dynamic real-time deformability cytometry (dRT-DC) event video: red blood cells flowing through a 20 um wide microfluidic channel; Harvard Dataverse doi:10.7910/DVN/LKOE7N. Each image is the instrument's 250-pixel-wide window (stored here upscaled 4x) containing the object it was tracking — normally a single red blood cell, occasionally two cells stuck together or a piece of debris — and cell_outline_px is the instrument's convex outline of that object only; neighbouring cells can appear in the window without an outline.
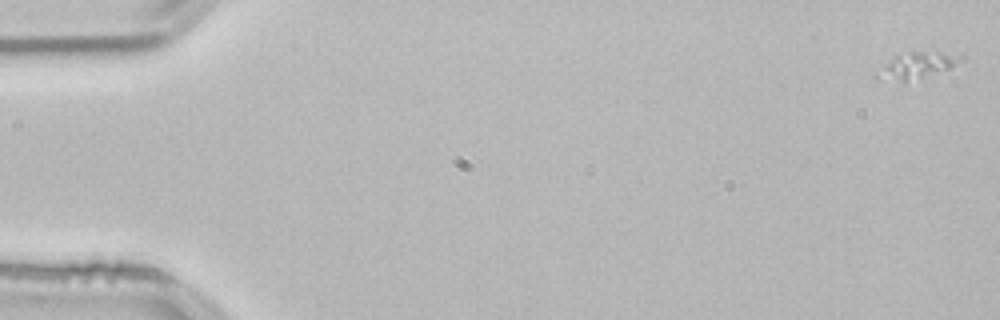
{"species": "common noctule bat (a hibernating species)", "species_latin": "Nyctalus noctula", "temperature_condition": "room temperature", "stored_images_in_passage": 54, "camera_frame_rate_fps": 3000, "um_per_image_px": 0.085, "animal": {"sex": "male", "body_mass_g": 21.5, "forearm_length_mm": 52.0}, "frame": {"image": 1, "passage_image": 1, "time_ms": 0.0, "image_size_px": [1000, 320], "cell_outline_px": [[968, 56], [964, 60], [948, 68], [904, 84], [872, 80], [872, 76], [888, 60], [896, 56], [912, 52], [940, 52]], "centroid_in_image_um": [77.81, 5.64], "position_along_channel_um": 7.2, "area_um2": 13.29}}
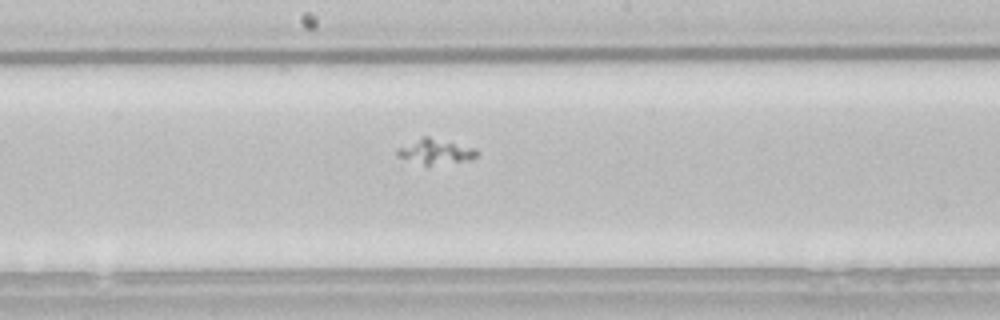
{"frame": {"image": 2, "passage_image": 29, "time_ms": 9.333, "image_size_px": [1000, 320], "cell_outline_px": [[480, 152], [472, 160], [428, 164], [424, 164], [396, 156], [396, 148], [424, 136], [428, 136], [476, 148]], "centroid_in_image_um": [37.04, 12.85], "position_along_channel_um": 211.2, "area_um2": 11.39}}
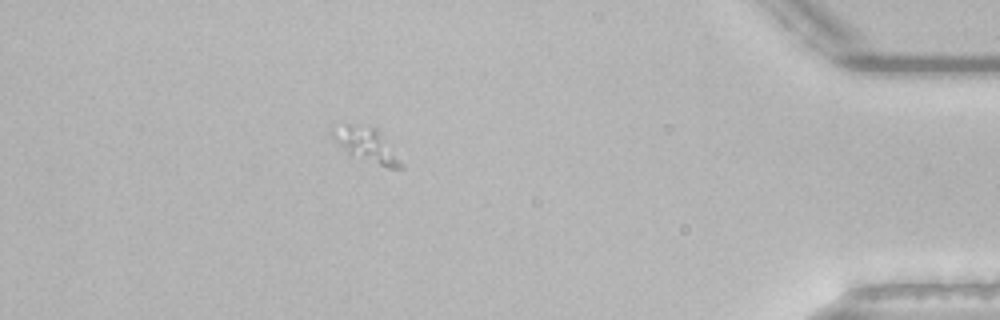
{"frame": {"image": 3, "passage_image": 48, "time_ms": 15.667, "image_size_px": [1000, 320], "cell_outline_px": [[404, 168], [388, 168], [348, 156], [332, 140], [328, 132], [344, 124], [352, 124], [376, 128], [404, 164]], "centroid_in_image_um": [31.08, 12.35], "position_along_channel_um": 404.1, "area_um2": 13.93}}